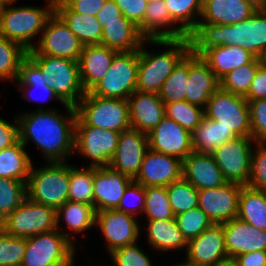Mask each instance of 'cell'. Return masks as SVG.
Here are the masks:
<instances>
[{"label":"cell","instance_id":"obj_33","mask_svg":"<svg viewBox=\"0 0 266 266\" xmlns=\"http://www.w3.org/2000/svg\"><path fill=\"white\" fill-rule=\"evenodd\" d=\"M191 137L194 152L212 153L237 135L219 122L204 116L199 126L191 133Z\"/></svg>","mask_w":266,"mask_h":266},{"label":"cell","instance_id":"obj_23","mask_svg":"<svg viewBox=\"0 0 266 266\" xmlns=\"http://www.w3.org/2000/svg\"><path fill=\"white\" fill-rule=\"evenodd\" d=\"M182 178L197 190L216 188L227 183L211 153L194 151L182 160Z\"/></svg>","mask_w":266,"mask_h":266},{"label":"cell","instance_id":"obj_31","mask_svg":"<svg viewBox=\"0 0 266 266\" xmlns=\"http://www.w3.org/2000/svg\"><path fill=\"white\" fill-rule=\"evenodd\" d=\"M220 80L235 68L252 62L254 56L248 50L238 46H215L206 50L200 56Z\"/></svg>","mask_w":266,"mask_h":266},{"label":"cell","instance_id":"obj_27","mask_svg":"<svg viewBox=\"0 0 266 266\" xmlns=\"http://www.w3.org/2000/svg\"><path fill=\"white\" fill-rule=\"evenodd\" d=\"M117 53L101 44L84 45L78 63L81 83L86 92L107 74Z\"/></svg>","mask_w":266,"mask_h":266},{"label":"cell","instance_id":"obj_44","mask_svg":"<svg viewBox=\"0 0 266 266\" xmlns=\"http://www.w3.org/2000/svg\"><path fill=\"white\" fill-rule=\"evenodd\" d=\"M259 67L257 57L250 63L235 68L220 79V88L233 94L245 96Z\"/></svg>","mask_w":266,"mask_h":266},{"label":"cell","instance_id":"obj_35","mask_svg":"<svg viewBox=\"0 0 266 266\" xmlns=\"http://www.w3.org/2000/svg\"><path fill=\"white\" fill-rule=\"evenodd\" d=\"M25 148L18 140L0 151V177L28 182L33 163Z\"/></svg>","mask_w":266,"mask_h":266},{"label":"cell","instance_id":"obj_11","mask_svg":"<svg viewBox=\"0 0 266 266\" xmlns=\"http://www.w3.org/2000/svg\"><path fill=\"white\" fill-rule=\"evenodd\" d=\"M204 116L231 129L237 136L252 137L248 101L220 87L204 108Z\"/></svg>","mask_w":266,"mask_h":266},{"label":"cell","instance_id":"obj_20","mask_svg":"<svg viewBox=\"0 0 266 266\" xmlns=\"http://www.w3.org/2000/svg\"><path fill=\"white\" fill-rule=\"evenodd\" d=\"M182 178V160L149 149L143 159L135 182L148 186H168Z\"/></svg>","mask_w":266,"mask_h":266},{"label":"cell","instance_id":"obj_42","mask_svg":"<svg viewBox=\"0 0 266 266\" xmlns=\"http://www.w3.org/2000/svg\"><path fill=\"white\" fill-rule=\"evenodd\" d=\"M166 192L175 216L198 207V190L183 178L166 186Z\"/></svg>","mask_w":266,"mask_h":266},{"label":"cell","instance_id":"obj_22","mask_svg":"<svg viewBox=\"0 0 266 266\" xmlns=\"http://www.w3.org/2000/svg\"><path fill=\"white\" fill-rule=\"evenodd\" d=\"M220 87V80L209 65L198 55L189 51V75L185 100L205 108L213 93Z\"/></svg>","mask_w":266,"mask_h":266},{"label":"cell","instance_id":"obj_24","mask_svg":"<svg viewBox=\"0 0 266 266\" xmlns=\"http://www.w3.org/2000/svg\"><path fill=\"white\" fill-rule=\"evenodd\" d=\"M225 246L231 260L239 254L266 251V231L234 218L223 223Z\"/></svg>","mask_w":266,"mask_h":266},{"label":"cell","instance_id":"obj_4","mask_svg":"<svg viewBox=\"0 0 266 266\" xmlns=\"http://www.w3.org/2000/svg\"><path fill=\"white\" fill-rule=\"evenodd\" d=\"M11 5L0 8V35L30 51L35 47L33 37L44 30L55 12V0H48L46 8Z\"/></svg>","mask_w":266,"mask_h":266},{"label":"cell","instance_id":"obj_58","mask_svg":"<svg viewBox=\"0 0 266 266\" xmlns=\"http://www.w3.org/2000/svg\"><path fill=\"white\" fill-rule=\"evenodd\" d=\"M99 22L129 21L116 5L114 0H107L102 9L96 15Z\"/></svg>","mask_w":266,"mask_h":266},{"label":"cell","instance_id":"obj_45","mask_svg":"<svg viewBox=\"0 0 266 266\" xmlns=\"http://www.w3.org/2000/svg\"><path fill=\"white\" fill-rule=\"evenodd\" d=\"M165 115L192 133L204 117V108L183 100L165 104Z\"/></svg>","mask_w":266,"mask_h":266},{"label":"cell","instance_id":"obj_57","mask_svg":"<svg viewBox=\"0 0 266 266\" xmlns=\"http://www.w3.org/2000/svg\"><path fill=\"white\" fill-rule=\"evenodd\" d=\"M235 266H266V251H252L231 259Z\"/></svg>","mask_w":266,"mask_h":266},{"label":"cell","instance_id":"obj_43","mask_svg":"<svg viewBox=\"0 0 266 266\" xmlns=\"http://www.w3.org/2000/svg\"><path fill=\"white\" fill-rule=\"evenodd\" d=\"M27 197V183L0 177V223Z\"/></svg>","mask_w":266,"mask_h":266},{"label":"cell","instance_id":"obj_63","mask_svg":"<svg viewBox=\"0 0 266 266\" xmlns=\"http://www.w3.org/2000/svg\"><path fill=\"white\" fill-rule=\"evenodd\" d=\"M220 266H235L231 261L227 262V263H224Z\"/></svg>","mask_w":266,"mask_h":266},{"label":"cell","instance_id":"obj_55","mask_svg":"<svg viewBox=\"0 0 266 266\" xmlns=\"http://www.w3.org/2000/svg\"><path fill=\"white\" fill-rule=\"evenodd\" d=\"M244 98L249 102L253 100L266 99V69L258 67L248 93Z\"/></svg>","mask_w":266,"mask_h":266},{"label":"cell","instance_id":"obj_8","mask_svg":"<svg viewBox=\"0 0 266 266\" xmlns=\"http://www.w3.org/2000/svg\"><path fill=\"white\" fill-rule=\"evenodd\" d=\"M75 109L88 126L119 133L131 128L127 99L102 98L86 92Z\"/></svg>","mask_w":266,"mask_h":266},{"label":"cell","instance_id":"obj_16","mask_svg":"<svg viewBox=\"0 0 266 266\" xmlns=\"http://www.w3.org/2000/svg\"><path fill=\"white\" fill-rule=\"evenodd\" d=\"M242 185L226 183L220 187L198 190V207L214 224L228 222L238 216Z\"/></svg>","mask_w":266,"mask_h":266},{"label":"cell","instance_id":"obj_49","mask_svg":"<svg viewBox=\"0 0 266 266\" xmlns=\"http://www.w3.org/2000/svg\"><path fill=\"white\" fill-rule=\"evenodd\" d=\"M137 243L117 248L110 252L114 266H153L143 250Z\"/></svg>","mask_w":266,"mask_h":266},{"label":"cell","instance_id":"obj_38","mask_svg":"<svg viewBox=\"0 0 266 266\" xmlns=\"http://www.w3.org/2000/svg\"><path fill=\"white\" fill-rule=\"evenodd\" d=\"M189 75V52L174 67L162 85L159 98L165 104L185 100V91Z\"/></svg>","mask_w":266,"mask_h":266},{"label":"cell","instance_id":"obj_5","mask_svg":"<svg viewBox=\"0 0 266 266\" xmlns=\"http://www.w3.org/2000/svg\"><path fill=\"white\" fill-rule=\"evenodd\" d=\"M27 57L40 69L45 84L51 86L64 104L75 107L79 103L86 91L81 83L78 61L47 55Z\"/></svg>","mask_w":266,"mask_h":266},{"label":"cell","instance_id":"obj_13","mask_svg":"<svg viewBox=\"0 0 266 266\" xmlns=\"http://www.w3.org/2000/svg\"><path fill=\"white\" fill-rule=\"evenodd\" d=\"M252 143H256L252 137L237 136L211 153L228 183L247 186L254 150Z\"/></svg>","mask_w":266,"mask_h":266},{"label":"cell","instance_id":"obj_7","mask_svg":"<svg viewBox=\"0 0 266 266\" xmlns=\"http://www.w3.org/2000/svg\"><path fill=\"white\" fill-rule=\"evenodd\" d=\"M75 246L70 235L57 229L26 238L22 266H74Z\"/></svg>","mask_w":266,"mask_h":266},{"label":"cell","instance_id":"obj_39","mask_svg":"<svg viewBox=\"0 0 266 266\" xmlns=\"http://www.w3.org/2000/svg\"><path fill=\"white\" fill-rule=\"evenodd\" d=\"M27 52L20 44L0 35V80H17Z\"/></svg>","mask_w":266,"mask_h":266},{"label":"cell","instance_id":"obj_15","mask_svg":"<svg viewBox=\"0 0 266 266\" xmlns=\"http://www.w3.org/2000/svg\"><path fill=\"white\" fill-rule=\"evenodd\" d=\"M95 226L99 227L106 239L108 253L137 243L140 235V225L136 218L116 209L96 212Z\"/></svg>","mask_w":266,"mask_h":266},{"label":"cell","instance_id":"obj_56","mask_svg":"<svg viewBox=\"0 0 266 266\" xmlns=\"http://www.w3.org/2000/svg\"><path fill=\"white\" fill-rule=\"evenodd\" d=\"M15 124H11L0 118V151L12 146L19 140V124L17 117Z\"/></svg>","mask_w":266,"mask_h":266},{"label":"cell","instance_id":"obj_1","mask_svg":"<svg viewBox=\"0 0 266 266\" xmlns=\"http://www.w3.org/2000/svg\"><path fill=\"white\" fill-rule=\"evenodd\" d=\"M69 117L54 109L38 108L36 112L20 114L19 140L26 147L29 140L35 142L48 162H65L73 154L77 113L74 106L64 105Z\"/></svg>","mask_w":266,"mask_h":266},{"label":"cell","instance_id":"obj_60","mask_svg":"<svg viewBox=\"0 0 266 266\" xmlns=\"http://www.w3.org/2000/svg\"><path fill=\"white\" fill-rule=\"evenodd\" d=\"M259 66L266 69V48L257 56Z\"/></svg>","mask_w":266,"mask_h":266},{"label":"cell","instance_id":"obj_59","mask_svg":"<svg viewBox=\"0 0 266 266\" xmlns=\"http://www.w3.org/2000/svg\"><path fill=\"white\" fill-rule=\"evenodd\" d=\"M255 11H266V0H245Z\"/></svg>","mask_w":266,"mask_h":266},{"label":"cell","instance_id":"obj_28","mask_svg":"<svg viewBox=\"0 0 266 266\" xmlns=\"http://www.w3.org/2000/svg\"><path fill=\"white\" fill-rule=\"evenodd\" d=\"M103 31L101 45L117 52L139 50L148 42L140 33L138 26L131 21L99 22Z\"/></svg>","mask_w":266,"mask_h":266},{"label":"cell","instance_id":"obj_41","mask_svg":"<svg viewBox=\"0 0 266 266\" xmlns=\"http://www.w3.org/2000/svg\"><path fill=\"white\" fill-rule=\"evenodd\" d=\"M69 200L94 207L92 166L77 168L70 165Z\"/></svg>","mask_w":266,"mask_h":266},{"label":"cell","instance_id":"obj_61","mask_svg":"<svg viewBox=\"0 0 266 266\" xmlns=\"http://www.w3.org/2000/svg\"><path fill=\"white\" fill-rule=\"evenodd\" d=\"M182 262L183 263H178V264H175L174 266H208V265H201V264L192 263V262H190L188 260H185V261H182Z\"/></svg>","mask_w":266,"mask_h":266},{"label":"cell","instance_id":"obj_34","mask_svg":"<svg viewBox=\"0 0 266 266\" xmlns=\"http://www.w3.org/2000/svg\"><path fill=\"white\" fill-rule=\"evenodd\" d=\"M237 218L266 231V191L242 186Z\"/></svg>","mask_w":266,"mask_h":266},{"label":"cell","instance_id":"obj_18","mask_svg":"<svg viewBox=\"0 0 266 266\" xmlns=\"http://www.w3.org/2000/svg\"><path fill=\"white\" fill-rule=\"evenodd\" d=\"M149 149L184 160L193 152L191 132L166 115L147 135Z\"/></svg>","mask_w":266,"mask_h":266},{"label":"cell","instance_id":"obj_6","mask_svg":"<svg viewBox=\"0 0 266 266\" xmlns=\"http://www.w3.org/2000/svg\"><path fill=\"white\" fill-rule=\"evenodd\" d=\"M70 165L48 162L41 168L31 167L27 197L57 210L69 200Z\"/></svg>","mask_w":266,"mask_h":266},{"label":"cell","instance_id":"obj_47","mask_svg":"<svg viewBox=\"0 0 266 266\" xmlns=\"http://www.w3.org/2000/svg\"><path fill=\"white\" fill-rule=\"evenodd\" d=\"M174 218L187 242L197 238L204 230L214 224L199 207L176 215Z\"/></svg>","mask_w":266,"mask_h":266},{"label":"cell","instance_id":"obj_21","mask_svg":"<svg viewBox=\"0 0 266 266\" xmlns=\"http://www.w3.org/2000/svg\"><path fill=\"white\" fill-rule=\"evenodd\" d=\"M133 181L109 166L93 167L94 209H116L127 186Z\"/></svg>","mask_w":266,"mask_h":266},{"label":"cell","instance_id":"obj_12","mask_svg":"<svg viewBox=\"0 0 266 266\" xmlns=\"http://www.w3.org/2000/svg\"><path fill=\"white\" fill-rule=\"evenodd\" d=\"M120 133L86 125L78 116L75 124L74 151L92 160L89 166H109L115 154Z\"/></svg>","mask_w":266,"mask_h":266},{"label":"cell","instance_id":"obj_50","mask_svg":"<svg viewBox=\"0 0 266 266\" xmlns=\"http://www.w3.org/2000/svg\"><path fill=\"white\" fill-rule=\"evenodd\" d=\"M256 145L257 149L255 148L251 155L250 178L247 186L266 191V144L256 143Z\"/></svg>","mask_w":266,"mask_h":266},{"label":"cell","instance_id":"obj_3","mask_svg":"<svg viewBox=\"0 0 266 266\" xmlns=\"http://www.w3.org/2000/svg\"><path fill=\"white\" fill-rule=\"evenodd\" d=\"M152 45L168 47L162 53L139 49L136 91L158 94L174 67L190 51L189 37L168 40H148Z\"/></svg>","mask_w":266,"mask_h":266},{"label":"cell","instance_id":"obj_17","mask_svg":"<svg viewBox=\"0 0 266 266\" xmlns=\"http://www.w3.org/2000/svg\"><path fill=\"white\" fill-rule=\"evenodd\" d=\"M148 150L147 134L133 128L122 131L109 167L134 180Z\"/></svg>","mask_w":266,"mask_h":266},{"label":"cell","instance_id":"obj_46","mask_svg":"<svg viewBox=\"0 0 266 266\" xmlns=\"http://www.w3.org/2000/svg\"><path fill=\"white\" fill-rule=\"evenodd\" d=\"M146 204L143 213L147 215V220L170 219L175 215L164 186L145 187Z\"/></svg>","mask_w":266,"mask_h":266},{"label":"cell","instance_id":"obj_9","mask_svg":"<svg viewBox=\"0 0 266 266\" xmlns=\"http://www.w3.org/2000/svg\"><path fill=\"white\" fill-rule=\"evenodd\" d=\"M138 64L139 50L118 52L107 74L88 92L102 98L128 99L136 91Z\"/></svg>","mask_w":266,"mask_h":266},{"label":"cell","instance_id":"obj_37","mask_svg":"<svg viewBox=\"0 0 266 266\" xmlns=\"http://www.w3.org/2000/svg\"><path fill=\"white\" fill-rule=\"evenodd\" d=\"M17 83H19V88L22 91L23 99L34 100L35 102L44 103L46 101L52 100L54 97L57 98L63 105H65L54 93V91L51 89L50 85H46L45 81L43 79L42 73L40 69L28 58L26 57L20 64L19 69V75L17 78ZM27 89V92L25 93L24 89ZM41 90L42 97H39V99H33L31 96H29L30 90ZM29 90V91H28ZM48 95V96H47ZM41 96V94H40ZM47 96V97H46ZM26 97V98H25ZM44 97V98H43ZM46 97V99H45ZM37 100V101H36Z\"/></svg>","mask_w":266,"mask_h":266},{"label":"cell","instance_id":"obj_19","mask_svg":"<svg viewBox=\"0 0 266 266\" xmlns=\"http://www.w3.org/2000/svg\"><path fill=\"white\" fill-rule=\"evenodd\" d=\"M186 250V260L196 264L220 266L231 261L225 246L223 223L213 224L188 241Z\"/></svg>","mask_w":266,"mask_h":266},{"label":"cell","instance_id":"obj_25","mask_svg":"<svg viewBox=\"0 0 266 266\" xmlns=\"http://www.w3.org/2000/svg\"><path fill=\"white\" fill-rule=\"evenodd\" d=\"M131 128L149 134L165 116L159 94L135 91L128 99Z\"/></svg>","mask_w":266,"mask_h":266},{"label":"cell","instance_id":"obj_26","mask_svg":"<svg viewBox=\"0 0 266 266\" xmlns=\"http://www.w3.org/2000/svg\"><path fill=\"white\" fill-rule=\"evenodd\" d=\"M177 24L170 15L164 0L148 2L142 24L138 27L141 35L146 40H168L189 37V35ZM168 29H159V28ZM172 27L171 29H169Z\"/></svg>","mask_w":266,"mask_h":266},{"label":"cell","instance_id":"obj_2","mask_svg":"<svg viewBox=\"0 0 266 266\" xmlns=\"http://www.w3.org/2000/svg\"><path fill=\"white\" fill-rule=\"evenodd\" d=\"M190 50L201 56L215 46H238L258 56L266 48V11H255L242 22L212 24L199 22L189 34Z\"/></svg>","mask_w":266,"mask_h":266},{"label":"cell","instance_id":"obj_29","mask_svg":"<svg viewBox=\"0 0 266 266\" xmlns=\"http://www.w3.org/2000/svg\"><path fill=\"white\" fill-rule=\"evenodd\" d=\"M255 10L245 0H203L199 22L236 24L248 19Z\"/></svg>","mask_w":266,"mask_h":266},{"label":"cell","instance_id":"obj_10","mask_svg":"<svg viewBox=\"0 0 266 266\" xmlns=\"http://www.w3.org/2000/svg\"><path fill=\"white\" fill-rule=\"evenodd\" d=\"M0 228L13 237L27 238L51 232L56 227V210L26 197L22 204L9 214Z\"/></svg>","mask_w":266,"mask_h":266},{"label":"cell","instance_id":"obj_54","mask_svg":"<svg viewBox=\"0 0 266 266\" xmlns=\"http://www.w3.org/2000/svg\"><path fill=\"white\" fill-rule=\"evenodd\" d=\"M72 11L78 14L96 16L107 0H62Z\"/></svg>","mask_w":266,"mask_h":266},{"label":"cell","instance_id":"obj_40","mask_svg":"<svg viewBox=\"0 0 266 266\" xmlns=\"http://www.w3.org/2000/svg\"><path fill=\"white\" fill-rule=\"evenodd\" d=\"M171 18L189 35L198 25L203 0H164ZM198 16V17H197Z\"/></svg>","mask_w":266,"mask_h":266},{"label":"cell","instance_id":"obj_14","mask_svg":"<svg viewBox=\"0 0 266 266\" xmlns=\"http://www.w3.org/2000/svg\"><path fill=\"white\" fill-rule=\"evenodd\" d=\"M84 44L54 12L47 20L38 45L27 55H47L78 61Z\"/></svg>","mask_w":266,"mask_h":266},{"label":"cell","instance_id":"obj_30","mask_svg":"<svg viewBox=\"0 0 266 266\" xmlns=\"http://www.w3.org/2000/svg\"><path fill=\"white\" fill-rule=\"evenodd\" d=\"M55 13L84 45L101 44L103 29L96 16L78 14L62 0H55Z\"/></svg>","mask_w":266,"mask_h":266},{"label":"cell","instance_id":"obj_53","mask_svg":"<svg viewBox=\"0 0 266 266\" xmlns=\"http://www.w3.org/2000/svg\"><path fill=\"white\" fill-rule=\"evenodd\" d=\"M116 5L129 21L136 26H140L143 22L146 8L148 6L147 0H114Z\"/></svg>","mask_w":266,"mask_h":266},{"label":"cell","instance_id":"obj_62","mask_svg":"<svg viewBox=\"0 0 266 266\" xmlns=\"http://www.w3.org/2000/svg\"><path fill=\"white\" fill-rule=\"evenodd\" d=\"M17 0H0V6H6L8 4H14Z\"/></svg>","mask_w":266,"mask_h":266},{"label":"cell","instance_id":"obj_36","mask_svg":"<svg viewBox=\"0 0 266 266\" xmlns=\"http://www.w3.org/2000/svg\"><path fill=\"white\" fill-rule=\"evenodd\" d=\"M96 211L93 205L68 200L56 210V227L59 231L61 217L66 226L76 233H82L95 226Z\"/></svg>","mask_w":266,"mask_h":266},{"label":"cell","instance_id":"obj_32","mask_svg":"<svg viewBox=\"0 0 266 266\" xmlns=\"http://www.w3.org/2000/svg\"><path fill=\"white\" fill-rule=\"evenodd\" d=\"M148 243L159 251H173L187 248V241L178 228L175 218L149 220L147 225Z\"/></svg>","mask_w":266,"mask_h":266},{"label":"cell","instance_id":"obj_51","mask_svg":"<svg viewBox=\"0 0 266 266\" xmlns=\"http://www.w3.org/2000/svg\"><path fill=\"white\" fill-rule=\"evenodd\" d=\"M252 138L256 143L266 144V99L248 102Z\"/></svg>","mask_w":266,"mask_h":266},{"label":"cell","instance_id":"obj_52","mask_svg":"<svg viewBox=\"0 0 266 266\" xmlns=\"http://www.w3.org/2000/svg\"><path fill=\"white\" fill-rule=\"evenodd\" d=\"M130 198H134L133 200L136 203V205L132 204V206H128L127 205V200ZM128 200V201H129ZM137 200V201H136ZM129 203V202H128ZM145 204H146V192H145V187L137 182H135L134 180L127 186L123 197L121 198L116 210H119L121 212L127 213V214H131L133 216H137V214L139 215L140 213H143L144 209H145ZM137 208V209H136Z\"/></svg>","mask_w":266,"mask_h":266},{"label":"cell","instance_id":"obj_48","mask_svg":"<svg viewBox=\"0 0 266 266\" xmlns=\"http://www.w3.org/2000/svg\"><path fill=\"white\" fill-rule=\"evenodd\" d=\"M25 248L26 238L13 237L0 228V266L21 265Z\"/></svg>","mask_w":266,"mask_h":266}]
</instances>
